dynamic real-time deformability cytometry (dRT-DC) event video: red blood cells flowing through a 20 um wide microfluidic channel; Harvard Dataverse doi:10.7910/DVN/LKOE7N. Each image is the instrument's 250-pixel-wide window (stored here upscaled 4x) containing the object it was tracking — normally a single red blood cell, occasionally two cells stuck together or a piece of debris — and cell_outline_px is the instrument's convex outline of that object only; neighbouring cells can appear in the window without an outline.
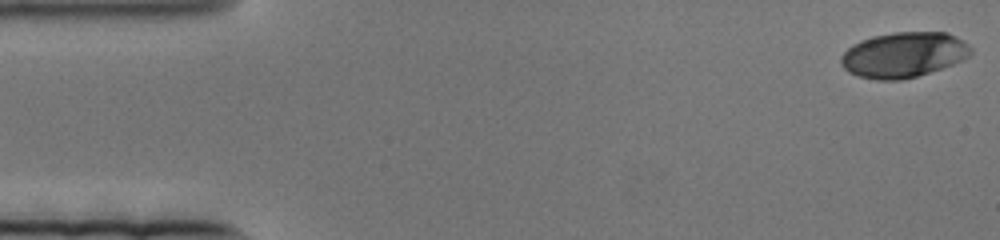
{"species": "human", "species_latin": "Homo sapiens", "temperature_condition": "cold", "stored_images_in_passage": 23, "camera_frame_rate_fps": 3000, "um_per_image_px": 0.085, "donor": {"sex": "female"}, "frame": {"image": 1, "passage_image": 1, "time_ms": 0.0, "image_size_px": [1000, 240], "cell_outline_px": [[972, 52], [964, 60], [916, 76], [900, 80], [876, 80], [860, 76], [848, 72], [840, 64], [840, 56], [852, 44], [860, 40], [872, 36], [892, 32], [948, 32], [964, 40], [972, 48]], "centroid_in_image_um": [76.8, 4.64], "position_along_channel_um": 8.2, "area_um2": 34.45}}
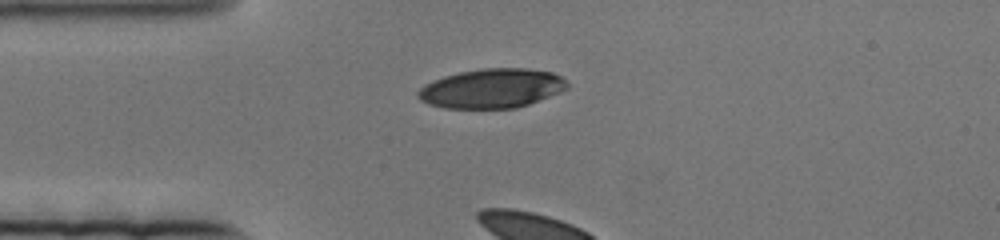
{"frame": {"image": 2, "passage_image": 19, "time_ms": 6.0, "image_size_px": [1000, 240], "cell_outline_px": [[568, 88], [560, 92], [528, 104], [516, 108], [444, 108], [428, 104], [420, 100], [416, 96], [416, 92], [424, 84], [432, 80], [444, 76], [460, 72], [484, 68], [524, 68], [552, 72], [560, 76], [568, 84]], "centroid_in_image_um": [41.76, 7.51], "position_along_channel_um": 43.2, "area_um2": 34.22}}